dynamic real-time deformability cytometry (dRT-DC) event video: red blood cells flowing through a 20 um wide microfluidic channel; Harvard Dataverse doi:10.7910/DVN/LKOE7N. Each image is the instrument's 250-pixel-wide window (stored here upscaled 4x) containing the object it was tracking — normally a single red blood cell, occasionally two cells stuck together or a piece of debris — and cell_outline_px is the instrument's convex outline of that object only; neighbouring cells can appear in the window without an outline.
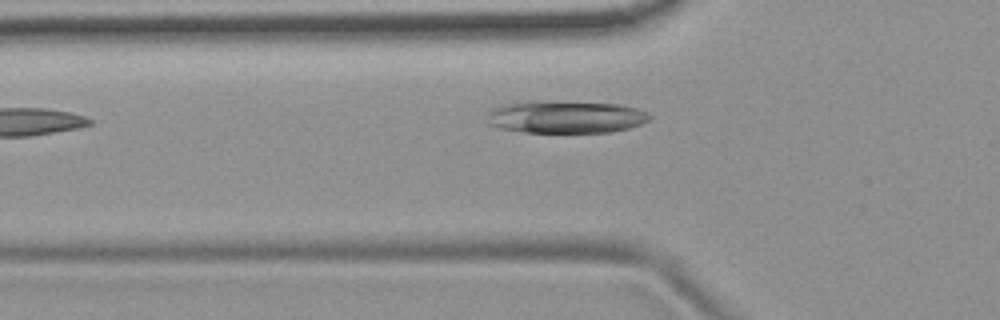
{"species": "common noctule bat (a hibernating species)", "species_latin": "Nyctalus noctula", "temperature_condition": "room temperature", "stored_images_in_passage": 32, "camera_frame_rate_fps": 3000, "um_per_image_px": 0.085, "animal": {"sex": "female", "body_mass_g": 19.9}, "frame": {"image": 1, "passage_image": 2, "time_ms": 0.333, "image_size_px": [1000, 320], "cell_outline_px": [[652, 116], [648, 120], [640, 124], [628, 128], [612, 132], [524, 132], [500, 128], [488, 124], [488, 112], [492, 108], [500, 104], [528, 100], [532, 100], [620, 104], [636, 108], [648, 112]], "centroid_in_image_um": [48.04, 9.92], "position_along_channel_um": 77.8, "area_um2": 31.04}}
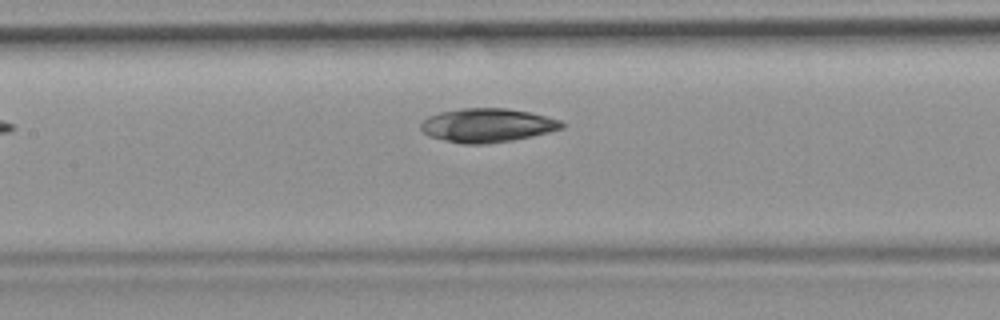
{"frame": {"image": 2, "passage_image": 9, "time_ms": 2.667, "image_size_px": [1000, 320], "cell_outline_px": [[564, 128], [532, 136], [512, 140], [484, 144], [464, 144], [428, 136], [420, 128], [420, 124], [428, 116], [440, 112], [460, 108], [508, 108], [532, 112], [560, 120], [564, 124]], "centroid_in_image_um": [41.42, 10.64], "position_along_channel_um": 166.0, "area_um2": 27.8}}
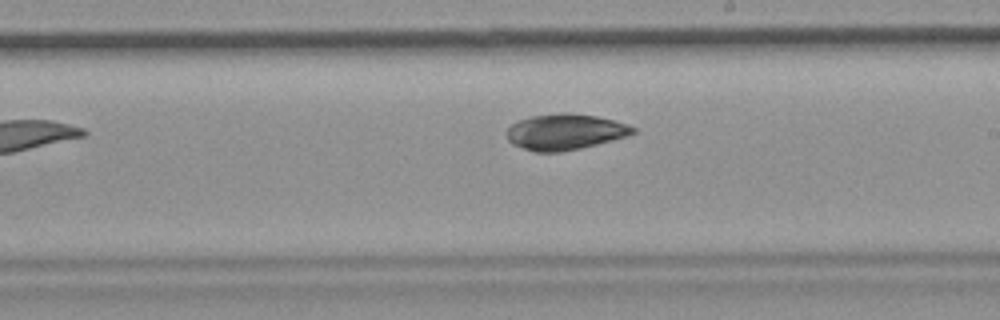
{"frame": {"image": 3, "passage_image": 15, "time_ms": 4.667, "image_size_px": [1000, 320], "cell_outline_px": [[636, 132], [612, 140], [580, 148], [560, 152], [536, 152], [512, 144], [508, 140], [508, 128], [512, 124], [520, 120], [532, 116], [564, 112], [596, 116], [628, 124], [636, 128]], "centroid_in_image_um": [48.03, 11.21], "position_along_channel_um": 241.0, "area_um2": 26.01}}